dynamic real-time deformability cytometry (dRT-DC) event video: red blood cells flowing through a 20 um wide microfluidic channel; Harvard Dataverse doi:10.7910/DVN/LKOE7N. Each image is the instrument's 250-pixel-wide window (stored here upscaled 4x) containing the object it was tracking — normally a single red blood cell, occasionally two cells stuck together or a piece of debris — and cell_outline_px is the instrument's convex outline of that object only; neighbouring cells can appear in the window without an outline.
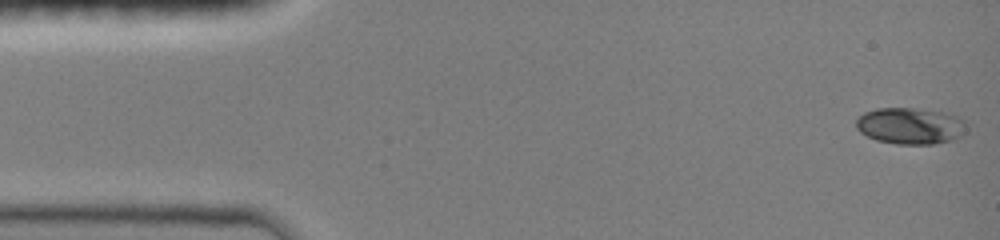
{"species": "common noctule bat (a hibernating species)", "species_latin": "Nyctalus noctula", "temperature_condition": "room temperature", "stored_images_in_passage": 47, "camera_frame_rate_fps": 3000, "um_per_image_px": 0.085, "animal": {"sex": "female", "body_mass_g": 19.0, "forearm_length_mm": 51.5}, "frame": {"image": 1, "passage_image": 1, "time_ms": 0.0, "image_size_px": [1000, 240], "cell_outline_px": [[968, 128], [960, 136], [952, 140], [932, 144], [896, 144], [876, 140], [860, 132], [856, 128], [856, 120], [864, 112], [876, 108], [916, 108], [944, 112], [956, 116], [964, 120]], "centroid_in_image_um": [77.38, 10.69], "position_along_channel_um": 7.6, "area_um2": 23.58}}
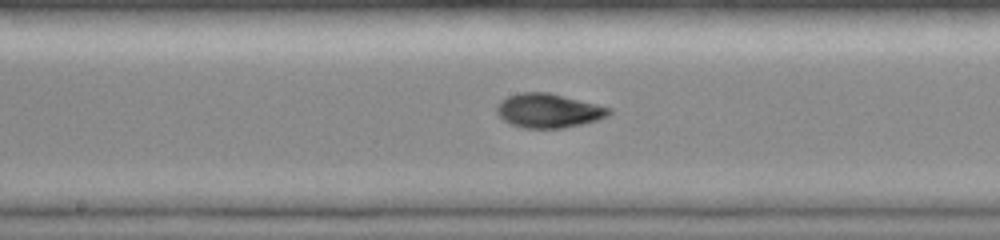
{"frame": {"image": 2, "passage_image": 24, "time_ms": 7.667, "image_size_px": [1000, 240], "cell_outline_px": [[612, 112], [608, 116], [596, 120], [564, 128], [524, 128], [512, 124], [504, 120], [496, 112], [496, 108], [500, 100], [508, 96], [520, 92], [548, 92], [612, 108]], "centroid_in_image_um": [46.61, 9.4], "position_along_channel_um": 201.6, "area_um2": 22.2}}
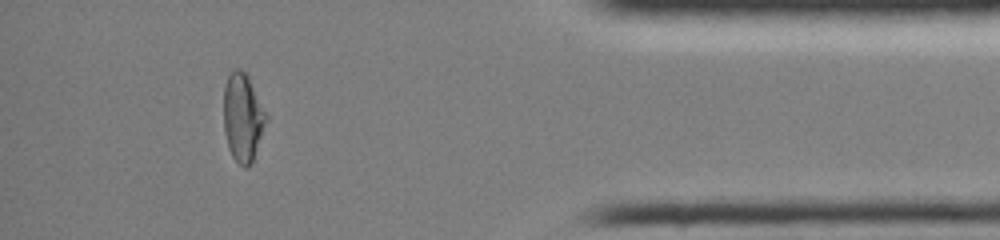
{"frame": {"image": 3, "passage_image": 42, "time_ms": 13.667, "image_size_px": [1000, 240], "cell_outline_px": [[268, 116], [252, 160], [244, 168], [232, 156], [228, 148], [224, 132], [224, 84], [232, 68], [240, 68], [248, 76]], "centroid_in_image_um": [20.61, 9.92], "position_along_channel_um": 414.6, "area_um2": 21.56}, "authors_computed_cell_mechanics": {"area_um2": 21.5594, "velocity_mm_per_s": 4.0533, "shape_relaxation_time_tau1_ms": 10.2555, "shape_relaxation_time_tau2_ms": 2.0327, "deformation_change_tau1": 0.3327, "deformation_change_tau2": 0.0433}}